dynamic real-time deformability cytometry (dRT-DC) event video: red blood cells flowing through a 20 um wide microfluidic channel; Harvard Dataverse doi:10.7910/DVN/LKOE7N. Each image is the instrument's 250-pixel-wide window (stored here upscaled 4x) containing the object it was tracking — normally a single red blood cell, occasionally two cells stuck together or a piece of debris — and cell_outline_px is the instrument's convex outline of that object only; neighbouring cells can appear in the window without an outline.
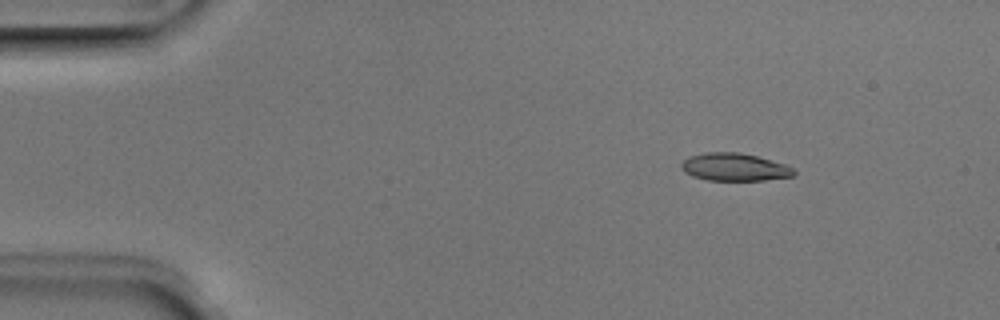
{"species": "Egyptian fruit bat (a non-hibernating species)", "species_latin": "Rousettus aegyptiacus", "temperature_condition": "room temperature", "stored_images_in_passage": 4, "camera_frame_rate_fps": 3000, "um_per_image_px": 0.085, "animal": {"sex": "male"}, "frame": {"image": 1, "passage_image": 1, "time_ms": 0.0, "image_size_px": [1000, 320], "cell_outline_px": [[796, 172], [792, 176], [764, 180], [708, 180], [692, 176], [684, 172], [680, 168], [680, 164], [688, 156], [704, 152], [740, 152], [756, 156], [784, 164], [792, 168]], "centroid_in_image_um": [62.37, 14.19], "position_along_channel_um": 22.6, "area_um2": 18.15}}
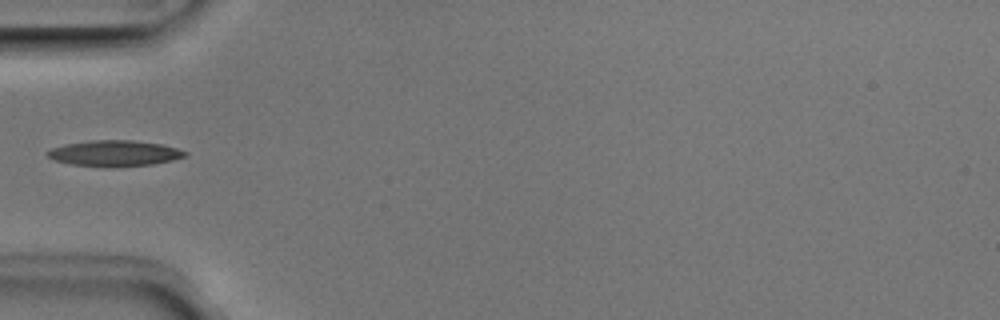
{"frame": {"image": 2, "passage_image": 4, "time_ms": 1.0, "image_size_px": [1000, 320], "cell_outline_px": [[188, 152], [184, 156], [172, 160], [152, 164], [72, 164], [52, 160], [44, 152], [52, 148], [68, 144], [88, 140], [132, 140], [160, 144], [176, 148]], "centroid_in_image_um": [9.7, 12.98], "position_along_channel_um": 75.3, "area_um2": 19.59}}